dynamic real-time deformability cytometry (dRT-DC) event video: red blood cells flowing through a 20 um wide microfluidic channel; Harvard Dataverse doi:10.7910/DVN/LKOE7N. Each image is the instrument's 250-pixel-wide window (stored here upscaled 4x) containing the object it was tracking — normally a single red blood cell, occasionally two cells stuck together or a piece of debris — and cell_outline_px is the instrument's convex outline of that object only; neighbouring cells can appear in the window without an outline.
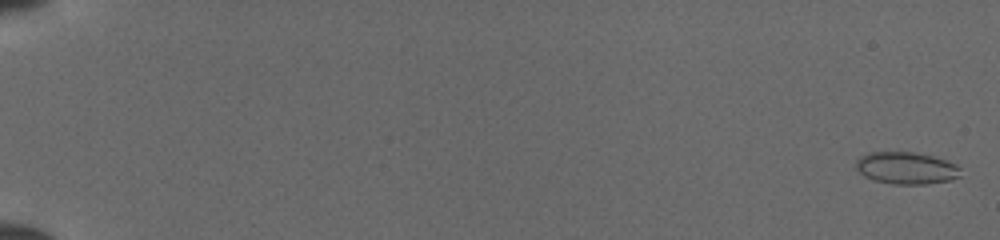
{"species": "common noctule bat (a hibernating species)", "species_latin": "Nyctalus noctula", "temperature_condition": "cold", "stored_images_in_passage": 52, "camera_frame_rate_fps": 3000, "um_per_image_px": 0.085, "animal": {"sex": "female", "body_mass_g": 19.5, "forearm_length_mm": 54.1}, "frame": {"image": 1, "passage_image": 2, "time_ms": 0.333, "image_size_px": [1000, 240], "cell_outline_px": [[960, 176], [952, 180], [924, 184], [896, 184], [876, 180], [864, 176], [856, 168], [856, 160], [860, 156], [872, 152], [912, 152], [932, 156], [956, 164], [960, 168]], "centroid_in_image_um": [77.04, 14.28], "position_along_channel_um": 8.0, "area_um2": 19.36}}
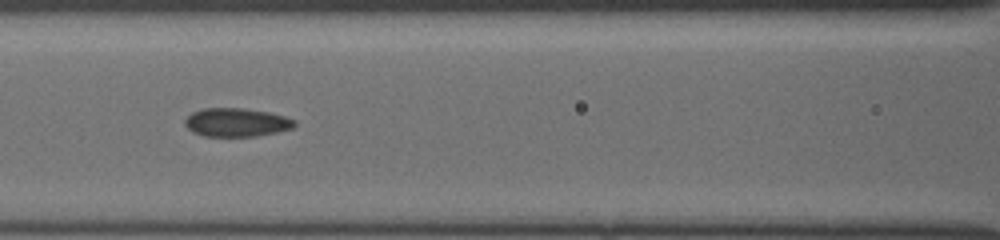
{"frame": {"image": 2, "passage_image": 26, "time_ms": 8.333, "image_size_px": [1000, 240], "cell_outline_px": [[296, 124], [292, 128], [276, 132], [256, 136], [204, 136], [192, 132], [184, 124], [184, 120], [192, 112], [204, 108], [244, 108], [268, 112], [284, 116], [296, 120]], "centroid_in_image_um": [20.08, 10.4], "position_along_channel_um": 146.5, "area_um2": 18.21}}
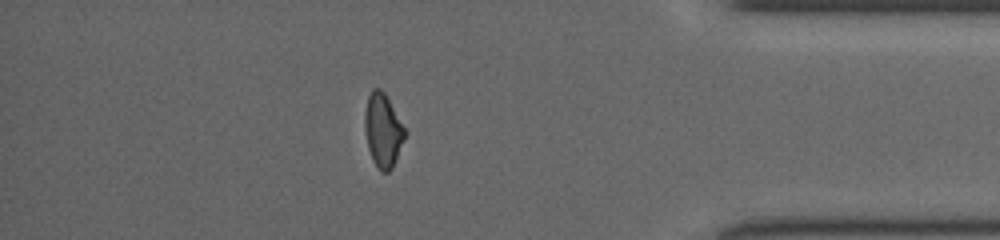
{"frame": {"image": 3, "passage_image": 46, "time_ms": 15.0, "image_size_px": [1000, 240], "cell_outline_px": [[408, 132], [392, 168], [388, 172], [380, 172], [372, 160], [368, 148], [364, 128], [364, 112], [368, 96], [372, 88], [380, 88], [384, 92]], "centroid_in_image_um": [32.55, 11.08], "position_along_channel_um": 402.6, "area_um2": 17.46}}